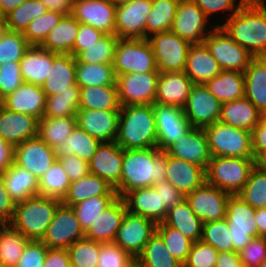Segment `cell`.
Segmentation results:
<instances>
[{
    "label": "cell",
    "instance_id": "cell-9",
    "mask_svg": "<svg viewBox=\"0 0 266 267\" xmlns=\"http://www.w3.org/2000/svg\"><path fill=\"white\" fill-rule=\"evenodd\" d=\"M256 209L238 195H230L227 203L228 221L233 251L239 253L252 238L259 236L255 220Z\"/></svg>",
    "mask_w": 266,
    "mask_h": 267
},
{
    "label": "cell",
    "instance_id": "cell-62",
    "mask_svg": "<svg viewBox=\"0 0 266 267\" xmlns=\"http://www.w3.org/2000/svg\"><path fill=\"white\" fill-rule=\"evenodd\" d=\"M47 250L41 240H29L15 267H43Z\"/></svg>",
    "mask_w": 266,
    "mask_h": 267
},
{
    "label": "cell",
    "instance_id": "cell-33",
    "mask_svg": "<svg viewBox=\"0 0 266 267\" xmlns=\"http://www.w3.org/2000/svg\"><path fill=\"white\" fill-rule=\"evenodd\" d=\"M263 117L246 97L222 103L219 122L252 131Z\"/></svg>",
    "mask_w": 266,
    "mask_h": 267
},
{
    "label": "cell",
    "instance_id": "cell-21",
    "mask_svg": "<svg viewBox=\"0 0 266 267\" xmlns=\"http://www.w3.org/2000/svg\"><path fill=\"white\" fill-rule=\"evenodd\" d=\"M124 149L114 142H101L89 160V172L104 179L114 189L122 175Z\"/></svg>",
    "mask_w": 266,
    "mask_h": 267
},
{
    "label": "cell",
    "instance_id": "cell-74",
    "mask_svg": "<svg viewBox=\"0 0 266 267\" xmlns=\"http://www.w3.org/2000/svg\"><path fill=\"white\" fill-rule=\"evenodd\" d=\"M26 1L28 0H0V5L5 15H8L12 10H15Z\"/></svg>",
    "mask_w": 266,
    "mask_h": 267
},
{
    "label": "cell",
    "instance_id": "cell-63",
    "mask_svg": "<svg viewBox=\"0 0 266 267\" xmlns=\"http://www.w3.org/2000/svg\"><path fill=\"white\" fill-rule=\"evenodd\" d=\"M104 35L102 31L90 25L80 23L72 55L77 57L82 51L87 50V47L96 44Z\"/></svg>",
    "mask_w": 266,
    "mask_h": 267
},
{
    "label": "cell",
    "instance_id": "cell-70",
    "mask_svg": "<svg viewBox=\"0 0 266 267\" xmlns=\"http://www.w3.org/2000/svg\"><path fill=\"white\" fill-rule=\"evenodd\" d=\"M14 163V146L0 137V174Z\"/></svg>",
    "mask_w": 266,
    "mask_h": 267
},
{
    "label": "cell",
    "instance_id": "cell-4",
    "mask_svg": "<svg viewBox=\"0 0 266 267\" xmlns=\"http://www.w3.org/2000/svg\"><path fill=\"white\" fill-rule=\"evenodd\" d=\"M61 204L60 200L37 195L16 203L10 226L29 240H41Z\"/></svg>",
    "mask_w": 266,
    "mask_h": 267
},
{
    "label": "cell",
    "instance_id": "cell-71",
    "mask_svg": "<svg viewBox=\"0 0 266 267\" xmlns=\"http://www.w3.org/2000/svg\"><path fill=\"white\" fill-rule=\"evenodd\" d=\"M216 267H244L237 252H219Z\"/></svg>",
    "mask_w": 266,
    "mask_h": 267
},
{
    "label": "cell",
    "instance_id": "cell-10",
    "mask_svg": "<svg viewBox=\"0 0 266 267\" xmlns=\"http://www.w3.org/2000/svg\"><path fill=\"white\" fill-rule=\"evenodd\" d=\"M156 58L159 72L184 71L191 44L172 31L161 32L147 38Z\"/></svg>",
    "mask_w": 266,
    "mask_h": 267
},
{
    "label": "cell",
    "instance_id": "cell-80",
    "mask_svg": "<svg viewBox=\"0 0 266 267\" xmlns=\"http://www.w3.org/2000/svg\"><path fill=\"white\" fill-rule=\"evenodd\" d=\"M128 267H141L139 263L135 260L130 266Z\"/></svg>",
    "mask_w": 266,
    "mask_h": 267
},
{
    "label": "cell",
    "instance_id": "cell-36",
    "mask_svg": "<svg viewBox=\"0 0 266 267\" xmlns=\"http://www.w3.org/2000/svg\"><path fill=\"white\" fill-rule=\"evenodd\" d=\"M3 179L6 190L15 203L39 195L38 179L15 163L3 173Z\"/></svg>",
    "mask_w": 266,
    "mask_h": 267
},
{
    "label": "cell",
    "instance_id": "cell-46",
    "mask_svg": "<svg viewBox=\"0 0 266 267\" xmlns=\"http://www.w3.org/2000/svg\"><path fill=\"white\" fill-rule=\"evenodd\" d=\"M28 241H29L28 238H26L19 231L14 230L10 225H1L0 226L1 266L15 267Z\"/></svg>",
    "mask_w": 266,
    "mask_h": 267
},
{
    "label": "cell",
    "instance_id": "cell-18",
    "mask_svg": "<svg viewBox=\"0 0 266 267\" xmlns=\"http://www.w3.org/2000/svg\"><path fill=\"white\" fill-rule=\"evenodd\" d=\"M55 151L38 135L14 146V163L38 180L56 160Z\"/></svg>",
    "mask_w": 266,
    "mask_h": 267
},
{
    "label": "cell",
    "instance_id": "cell-55",
    "mask_svg": "<svg viewBox=\"0 0 266 267\" xmlns=\"http://www.w3.org/2000/svg\"><path fill=\"white\" fill-rule=\"evenodd\" d=\"M63 16L61 13L48 10L40 17L33 19L23 32L27 42L30 45L40 46Z\"/></svg>",
    "mask_w": 266,
    "mask_h": 267
},
{
    "label": "cell",
    "instance_id": "cell-77",
    "mask_svg": "<svg viewBox=\"0 0 266 267\" xmlns=\"http://www.w3.org/2000/svg\"><path fill=\"white\" fill-rule=\"evenodd\" d=\"M9 31L6 21H0V40L5 36Z\"/></svg>",
    "mask_w": 266,
    "mask_h": 267
},
{
    "label": "cell",
    "instance_id": "cell-54",
    "mask_svg": "<svg viewBox=\"0 0 266 267\" xmlns=\"http://www.w3.org/2000/svg\"><path fill=\"white\" fill-rule=\"evenodd\" d=\"M201 240L219 252L233 251L228 221L225 219L203 223Z\"/></svg>",
    "mask_w": 266,
    "mask_h": 267
},
{
    "label": "cell",
    "instance_id": "cell-57",
    "mask_svg": "<svg viewBox=\"0 0 266 267\" xmlns=\"http://www.w3.org/2000/svg\"><path fill=\"white\" fill-rule=\"evenodd\" d=\"M30 46L23 32L9 30L0 40V64L19 62Z\"/></svg>",
    "mask_w": 266,
    "mask_h": 267
},
{
    "label": "cell",
    "instance_id": "cell-5",
    "mask_svg": "<svg viewBox=\"0 0 266 267\" xmlns=\"http://www.w3.org/2000/svg\"><path fill=\"white\" fill-rule=\"evenodd\" d=\"M255 158L212 157L206 167V183L237 195L255 166Z\"/></svg>",
    "mask_w": 266,
    "mask_h": 267
},
{
    "label": "cell",
    "instance_id": "cell-51",
    "mask_svg": "<svg viewBox=\"0 0 266 267\" xmlns=\"http://www.w3.org/2000/svg\"><path fill=\"white\" fill-rule=\"evenodd\" d=\"M47 7L39 0H28L6 15L10 31L24 32L28 24L47 12Z\"/></svg>",
    "mask_w": 266,
    "mask_h": 267
},
{
    "label": "cell",
    "instance_id": "cell-24",
    "mask_svg": "<svg viewBox=\"0 0 266 267\" xmlns=\"http://www.w3.org/2000/svg\"><path fill=\"white\" fill-rule=\"evenodd\" d=\"M122 199L128 212L152 219L156 224L167 217L168 211L161 205L160 187L138 188L127 192Z\"/></svg>",
    "mask_w": 266,
    "mask_h": 267
},
{
    "label": "cell",
    "instance_id": "cell-22",
    "mask_svg": "<svg viewBox=\"0 0 266 267\" xmlns=\"http://www.w3.org/2000/svg\"><path fill=\"white\" fill-rule=\"evenodd\" d=\"M164 151L175 158L197 164L205 170L212 158L208 138L203 128L192 127Z\"/></svg>",
    "mask_w": 266,
    "mask_h": 267
},
{
    "label": "cell",
    "instance_id": "cell-72",
    "mask_svg": "<svg viewBox=\"0 0 266 267\" xmlns=\"http://www.w3.org/2000/svg\"><path fill=\"white\" fill-rule=\"evenodd\" d=\"M46 7L47 10H52L63 15L72 13L73 0H39Z\"/></svg>",
    "mask_w": 266,
    "mask_h": 267
},
{
    "label": "cell",
    "instance_id": "cell-39",
    "mask_svg": "<svg viewBox=\"0 0 266 267\" xmlns=\"http://www.w3.org/2000/svg\"><path fill=\"white\" fill-rule=\"evenodd\" d=\"M244 73L245 97L266 115V67L255 58L249 63Z\"/></svg>",
    "mask_w": 266,
    "mask_h": 267
},
{
    "label": "cell",
    "instance_id": "cell-19",
    "mask_svg": "<svg viewBox=\"0 0 266 267\" xmlns=\"http://www.w3.org/2000/svg\"><path fill=\"white\" fill-rule=\"evenodd\" d=\"M152 0H135L116 6V36L120 39H145V24Z\"/></svg>",
    "mask_w": 266,
    "mask_h": 267
},
{
    "label": "cell",
    "instance_id": "cell-30",
    "mask_svg": "<svg viewBox=\"0 0 266 267\" xmlns=\"http://www.w3.org/2000/svg\"><path fill=\"white\" fill-rule=\"evenodd\" d=\"M121 197H117L85 231V238L101 243L113 242L126 213Z\"/></svg>",
    "mask_w": 266,
    "mask_h": 267
},
{
    "label": "cell",
    "instance_id": "cell-66",
    "mask_svg": "<svg viewBox=\"0 0 266 267\" xmlns=\"http://www.w3.org/2000/svg\"><path fill=\"white\" fill-rule=\"evenodd\" d=\"M16 203L6 190L3 174H0V225H9Z\"/></svg>",
    "mask_w": 266,
    "mask_h": 267
},
{
    "label": "cell",
    "instance_id": "cell-76",
    "mask_svg": "<svg viewBox=\"0 0 266 267\" xmlns=\"http://www.w3.org/2000/svg\"><path fill=\"white\" fill-rule=\"evenodd\" d=\"M255 59L261 63L264 67H266V49L261 51Z\"/></svg>",
    "mask_w": 266,
    "mask_h": 267
},
{
    "label": "cell",
    "instance_id": "cell-29",
    "mask_svg": "<svg viewBox=\"0 0 266 267\" xmlns=\"http://www.w3.org/2000/svg\"><path fill=\"white\" fill-rule=\"evenodd\" d=\"M166 180L186 196L206 182L205 169L167 154Z\"/></svg>",
    "mask_w": 266,
    "mask_h": 267
},
{
    "label": "cell",
    "instance_id": "cell-40",
    "mask_svg": "<svg viewBox=\"0 0 266 267\" xmlns=\"http://www.w3.org/2000/svg\"><path fill=\"white\" fill-rule=\"evenodd\" d=\"M100 144L101 141L99 139L91 136L77 125L68 136V139L65 140V143H62L54 151L57 159L74 154L89 162Z\"/></svg>",
    "mask_w": 266,
    "mask_h": 267
},
{
    "label": "cell",
    "instance_id": "cell-48",
    "mask_svg": "<svg viewBox=\"0 0 266 267\" xmlns=\"http://www.w3.org/2000/svg\"><path fill=\"white\" fill-rule=\"evenodd\" d=\"M118 37L114 34H105L96 44L87 47L77 57L76 62L89 64H113Z\"/></svg>",
    "mask_w": 266,
    "mask_h": 267
},
{
    "label": "cell",
    "instance_id": "cell-42",
    "mask_svg": "<svg viewBox=\"0 0 266 267\" xmlns=\"http://www.w3.org/2000/svg\"><path fill=\"white\" fill-rule=\"evenodd\" d=\"M116 86H96L80 88L79 109L120 110Z\"/></svg>",
    "mask_w": 266,
    "mask_h": 267
},
{
    "label": "cell",
    "instance_id": "cell-37",
    "mask_svg": "<svg viewBox=\"0 0 266 267\" xmlns=\"http://www.w3.org/2000/svg\"><path fill=\"white\" fill-rule=\"evenodd\" d=\"M221 103L245 97L244 73L221 70V72L204 84Z\"/></svg>",
    "mask_w": 266,
    "mask_h": 267
},
{
    "label": "cell",
    "instance_id": "cell-49",
    "mask_svg": "<svg viewBox=\"0 0 266 267\" xmlns=\"http://www.w3.org/2000/svg\"><path fill=\"white\" fill-rule=\"evenodd\" d=\"M79 102L80 91H64L58 95L47 96L43 117L77 116Z\"/></svg>",
    "mask_w": 266,
    "mask_h": 267
},
{
    "label": "cell",
    "instance_id": "cell-60",
    "mask_svg": "<svg viewBox=\"0 0 266 267\" xmlns=\"http://www.w3.org/2000/svg\"><path fill=\"white\" fill-rule=\"evenodd\" d=\"M24 83L19 62L0 64V95L4 98Z\"/></svg>",
    "mask_w": 266,
    "mask_h": 267
},
{
    "label": "cell",
    "instance_id": "cell-2",
    "mask_svg": "<svg viewBox=\"0 0 266 267\" xmlns=\"http://www.w3.org/2000/svg\"><path fill=\"white\" fill-rule=\"evenodd\" d=\"M223 30L254 58L266 49V3L265 0H245L229 17Z\"/></svg>",
    "mask_w": 266,
    "mask_h": 267
},
{
    "label": "cell",
    "instance_id": "cell-7",
    "mask_svg": "<svg viewBox=\"0 0 266 267\" xmlns=\"http://www.w3.org/2000/svg\"><path fill=\"white\" fill-rule=\"evenodd\" d=\"M115 75L159 72L148 39H118L114 57Z\"/></svg>",
    "mask_w": 266,
    "mask_h": 267
},
{
    "label": "cell",
    "instance_id": "cell-8",
    "mask_svg": "<svg viewBox=\"0 0 266 267\" xmlns=\"http://www.w3.org/2000/svg\"><path fill=\"white\" fill-rule=\"evenodd\" d=\"M221 70L244 72L254 57L235 42L221 26H214L204 39Z\"/></svg>",
    "mask_w": 266,
    "mask_h": 267
},
{
    "label": "cell",
    "instance_id": "cell-25",
    "mask_svg": "<svg viewBox=\"0 0 266 267\" xmlns=\"http://www.w3.org/2000/svg\"><path fill=\"white\" fill-rule=\"evenodd\" d=\"M194 83L181 72H160L157 79L155 103L184 107Z\"/></svg>",
    "mask_w": 266,
    "mask_h": 267
},
{
    "label": "cell",
    "instance_id": "cell-32",
    "mask_svg": "<svg viewBox=\"0 0 266 267\" xmlns=\"http://www.w3.org/2000/svg\"><path fill=\"white\" fill-rule=\"evenodd\" d=\"M57 54L41 46L31 45L19 61L23 81L42 86L49 75L54 57Z\"/></svg>",
    "mask_w": 266,
    "mask_h": 267
},
{
    "label": "cell",
    "instance_id": "cell-78",
    "mask_svg": "<svg viewBox=\"0 0 266 267\" xmlns=\"http://www.w3.org/2000/svg\"><path fill=\"white\" fill-rule=\"evenodd\" d=\"M115 6L133 2L135 0H110Z\"/></svg>",
    "mask_w": 266,
    "mask_h": 267
},
{
    "label": "cell",
    "instance_id": "cell-50",
    "mask_svg": "<svg viewBox=\"0 0 266 267\" xmlns=\"http://www.w3.org/2000/svg\"><path fill=\"white\" fill-rule=\"evenodd\" d=\"M237 195L255 209L266 208V172L254 166Z\"/></svg>",
    "mask_w": 266,
    "mask_h": 267
},
{
    "label": "cell",
    "instance_id": "cell-69",
    "mask_svg": "<svg viewBox=\"0 0 266 267\" xmlns=\"http://www.w3.org/2000/svg\"><path fill=\"white\" fill-rule=\"evenodd\" d=\"M43 267H71L68 250L48 248Z\"/></svg>",
    "mask_w": 266,
    "mask_h": 267
},
{
    "label": "cell",
    "instance_id": "cell-65",
    "mask_svg": "<svg viewBox=\"0 0 266 267\" xmlns=\"http://www.w3.org/2000/svg\"><path fill=\"white\" fill-rule=\"evenodd\" d=\"M197 6L204 12L207 18H209L210 14L216 13V12H223L231 11L229 14L231 17L236 11L240 8L242 3L245 0H240L238 4H235L236 0H193ZM237 5V6H236ZM234 10V12H233Z\"/></svg>",
    "mask_w": 266,
    "mask_h": 267
},
{
    "label": "cell",
    "instance_id": "cell-17",
    "mask_svg": "<svg viewBox=\"0 0 266 267\" xmlns=\"http://www.w3.org/2000/svg\"><path fill=\"white\" fill-rule=\"evenodd\" d=\"M153 108L157 130V147L164 151L169 145L185 135L192 126L182 107L154 103Z\"/></svg>",
    "mask_w": 266,
    "mask_h": 267
},
{
    "label": "cell",
    "instance_id": "cell-64",
    "mask_svg": "<svg viewBox=\"0 0 266 267\" xmlns=\"http://www.w3.org/2000/svg\"><path fill=\"white\" fill-rule=\"evenodd\" d=\"M58 160L61 162L71 182L79 180L88 173H90L88 162L82 160L81 158H79L74 154L60 157L58 158Z\"/></svg>",
    "mask_w": 266,
    "mask_h": 267
},
{
    "label": "cell",
    "instance_id": "cell-35",
    "mask_svg": "<svg viewBox=\"0 0 266 267\" xmlns=\"http://www.w3.org/2000/svg\"><path fill=\"white\" fill-rule=\"evenodd\" d=\"M80 23L72 15H64L40 45L58 54H71L78 34Z\"/></svg>",
    "mask_w": 266,
    "mask_h": 267
},
{
    "label": "cell",
    "instance_id": "cell-67",
    "mask_svg": "<svg viewBox=\"0 0 266 267\" xmlns=\"http://www.w3.org/2000/svg\"><path fill=\"white\" fill-rule=\"evenodd\" d=\"M152 187H160L161 205H165L167 211L185 199V196L167 180L154 184Z\"/></svg>",
    "mask_w": 266,
    "mask_h": 267
},
{
    "label": "cell",
    "instance_id": "cell-61",
    "mask_svg": "<svg viewBox=\"0 0 266 267\" xmlns=\"http://www.w3.org/2000/svg\"><path fill=\"white\" fill-rule=\"evenodd\" d=\"M238 254L244 267H259L266 259V237L252 238Z\"/></svg>",
    "mask_w": 266,
    "mask_h": 267
},
{
    "label": "cell",
    "instance_id": "cell-12",
    "mask_svg": "<svg viewBox=\"0 0 266 267\" xmlns=\"http://www.w3.org/2000/svg\"><path fill=\"white\" fill-rule=\"evenodd\" d=\"M85 237L77 215L71 206L60 204L41 241L48 248L68 249Z\"/></svg>",
    "mask_w": 266,
    "mask_h": 267
},
{
    "label": "cell",
    "instance_id": "cell-26",
    "mask_svg": "<svg viewBox=\"0 0 266 267\" xmlns=\"http://www.w3.org/2000/svg\"><path fill=\"white\" fill-rule=\"evenodd\" d=\"M47 95L42 86L24 82L14 92L3 98V107L18 113H24L41 119Z\"/></svg>",
    "mask_w": 266,
    "mask_h": 267
},
{
    "label": "cell",
    "instance_id": "cell-56",
    "mask_svg": "<svg viewBox=\"0 0 266 267\" xmlns=\"http://www.w3.org/2000/svg\"><path fill=\"white\" fill-rule=\"evenodd\" d=\"M118 196H93L72 206L81 228L85 232L93 221L102 213Z\"/></svg>",
    "mask_w": 266,
    "mask_h": 267
},
{
    "label": "cell",
    "instance_id": "cell-14",
    "mask_svg": "<svg viewBox=\"0 0 266 267\" xmlns=\"http://www.w3.org/2000/svg\"><path fill=\"white\" fill-rule=\"evenodd\" d=\"M208 20L193 0H179L170 31L190 44H200L212 31L206 30Z\"/></svg>",
    "mask_w": 266,
    "mask_h": 267
},
{
    "label": "cell",
    "instance_id": "cell-27",
    "mask_svg": "<svg viewBox=\"0 0 266 267\" xmlns=\"http://www.w3.org/2000/svg\"><path fill=\"white\" fill-rule=\"evenodd\" d=\"M76 57L71 54H57L53 66L42 85L47 96L58 95L64 91H80L76 83Z\"/></svg>",
    "mask_w": 266,
    "mask_h": 267
},
{
    "label": "cell",
    "instance_id": "cell-58",
    "mask_svg": "<svg viewBox=\"0 0 266 267\" xmlns=\"http://www.w3.org/2000/svg\"><path fill=\"white\" fill-rule=\"evenodd\" d=\"M135 260L116 243H101L97 267H128Z\"/></svg>",
    "mask_w": 266,
    "mask_h": 267
},
{
    "label": "cell",
    "instance_id": "cell-68",
    "mask_svg": "<svg viewBox=\"0 0 266 267\" xmlns=\"http://www.w3.org/2000/svg\"><path fill=\"white\" fill-rule=\"evenodd\" d=\"M252 151L254 157L266 151V115L251 131Z\"/></svg>",
    "mask_w": 266,
    "mask_h": 267
},
{
    "label": "cell",
    "instance_id": "cell-38",
    "mask_svg": "<svg viewBox=\"0 0 266 267\" xmlns=\"http://www.w3.org/2000/svg\"><path fill=\"white\" fill-rule=\"evenodd\" d=\"M163 222L180 231L193 242L202 238L203 222L195 215L186 199L170 208Z\"/></svg>",
    "mask_w": 266,
    "mask_h": 267
},
{
    "label": "cell",
    "instance_id": "cell-52",
    "mask_svg": "<svg viewBox=\"0 0 266 267\" xmlns=\"http://www.w3.org/2000/svg\"><path fill=\"white\" fill-rule=\"evenodd\" d=\"M156 232L162 237L171 255L183 265L194 242L164 222L157 223Z\"/></svg>",
    "mask_w": 266,
    "mask_h": 267
},
{
    "label": "cell",
    "instance_id": "cell-73",
    "mask_svg": "<svg viewBox=\"0 0 266 267\" xmlns=\"http://www.w3.org/2000/svg\"><path fill=\"white\" fill-rule=\"evenodd\" d=\"M255 220L259 236L266 237V208L256 209Z\"/></svg>",
    "mask_w": 266,
    "mask_h": 267
},
{
    "label": "cell",
    "instance_id": "cell-16",
    "mask_svg": "<svg viewBox=\"0 0 266 267\" xmlns=\"http://www.w3.org/2000/svg\"><path fill=\"white\" fill-rule=\"evenodd\" d=\"M221 106L204 84H194L183 111L192 127L204 128L219 121Z\"/></svg>",
    "mask_w": 266,
    "mask_h": 267
},
{
    "label": "cell",
    "instance_id": "cell-15",
    "mask_svg": "<svg viewBox=\"0 0 266 267\" xmlns=\"http://www.w3.org/2000/svg\"><path fill=\"white\" fill-rule=\"evenodd\" d=\"M229 198V193L206 182L185 196L191 209L203 223L225 219Z\"/></svg>",
    "mask_w": 266,
    "mask_h": 267
},
{
    "label": "cell",
    "instance_id": "cell-6",
    "mask_svg": "<svg viewBox=\"0 0 266 267\" xmlns=\"http://www.w3.org/2000/svg\"><path fill=\"white\" fill-rule=\"evenodd\" d=\"M208 138L212 157L255 158L251 131L236 128L219 121L203 128Z\"/></svg>",
    "mask_w": 266,
    "mask_h": 267
},
{
    "label": "cell",
    "instance_id": "cell-79",
    "mask_svg": "<svg viewBox=\"0 0 266 267\" xmlns=\"http://www.w3.org/2000/svg\"><path fill=\"white\" fill-rule=\"evenodd\" d=\"M0 21H6V15L2 10L1 5H0Z\"/></svg>",
    "mask_w": 266,
    "mask_h": 267
},
{
    "label": "cell",
    "instance_id": "cell-23",
    "mask_svg": "<svg viewBox=\"0 0 266 267\" xmlns=\"http://www.w3.org/2000/svg\"><path fill=\"white\" fill-rule=\"evenodd\" d=\"M120 110L79 109L77 125L101 142H114L118 133Z\"/></svg>",
    "mask_w": 266,
    "mask_h": 267
},
{
    "label": "cell",
    "instance_id": "cell-44",
    "mask_svg": "<svg viewBox=\"0 0 266 267\" xmlns=\"http://www.w3.org/2000/svg\"><path fill=\"white\" fill-rule=\"evenodd\" d=\"M179 0H152V10L145 24V39L153 34L170 31Z\"/></svg>",
    "mask_w": 266,
    "mask_h": 267
},
{
    "label": "cell",
    "instance_id": "cell-59",
    "mask_svg": "<svg viewBox=\"0 0 266 267\" xmlns=\"http://www.w3.org/2000/svg\"><path fill=\"white\" fill-rule=\"evenodd\" d=\"M219 251L198 240L193 243L183 267H216Z\"/></svg>",
    "mask_w": 266,
    "mask_h": 267
},
{
    "label": "cell",
    "instance_id": "cell-53",
    "mask_svg": "<svg viewBox=\"0 0 266 267\" xmlns=\"http://www.w3.org/2000/svg\"><path fill=\"white\" fill-rule=\"evenodd\" d=\"M67 250L71 267H97L101 242L84 237L75 241Z\"/></svg>",
    "mask_w": 266,
    "mask_h": 267
},
{
    "label": "cell",
    "instance_id": "cell-1",
    "mask_svg": "<svg viewBox=\"0 0 266 267\" xmlns=\"http://www.w3.org/2000/svg\"><path fill=\"white\" fill-rule=\"evenodd\" d=\"M167 153L158 147L124 150L122 175L115 188L118 197L166 180Z\"/></svg>",
    "mask_w": 266,
    "mask_h": 267
},
{
    "label": "cell",
    "instance_id": "cell-3",
    "mask_svg": "<svg viewBox=\"0 0 266 267\" xmlns=\"http://www.w3.org/2000/svg\"><path fill=\"white\" fill-rule=\"evenodd\" d=\"M115 142L124 150L157 147L153 105L121 107Z\"/></svg>",
    "mask_w": 266,
    "mask_h": 267
},
{
    "label": "cell",
    "instance_id": "cell-13",
    "mask_svg": "<svg viewBox=\"0 0 266 267\" xmlns=\"http://www.w3.org/2000/svg\"><path fill=\"white\" fill-rule=\"evenodd\" d=\"M156 225L152 219L126 211L113 242L136 259L155 233Z\"/></svg>",
    "mask_w": 266,
    "mask_h": 267
},
{
    "label": "cell",
    "instance_id": "cell-11",
    "mask_svg": "<svg viewBox=\"0 0 266 267\" xmlns=\"http://www.w3.org/2000/svg\"><path fill=\"white\" fill-rule=\"evenodd\" d=\"M160 72L116 75V87L121 107L153 105Z\"/></svg>",
    "mask_w": 266,
    "mask_h": 267
},
{
    "label": "cell",
    "instance_id": "cell-41",
    "mask_svg": "<svg viewBox=\"0 0 266 267\" xmlns=\"http://www.w3.org/2000/svg\"><path fill=\"white\" fill-rule=\"evenodd\" d=\"M76 126V116L42 117L38 123V136L55 150L62 143H65Z\"/></svg>",
    "mask_w": 266,
    "mask_h": 267
},
{
    "label": "cell",
    "instance_id": "cell-45",
    "mask_svg": "<svg viewBox=\"0 0 266 267\" xmlns=\"http://www.w3.org/2000/svg\"><path fill=\"white\" fill-rule=\"evenodd\" d=\"M113 64H89L77 62L76 83L80 88L88 86H116Z\"/></svg>",
    "mask_w": 266,
    "mask_h": 267
},
{
    "label": "cell",
    "instance_id": "cell-43",
    "mask_svg": "<svg viewBox=\"0 0 266 267\" xmlns=\"http://www.w3.org/2000/svg\"><path fill=\"white\" fill-rule=\"evenodd\" d=\"M141 267H183L168 251L162 237L155 231L136 258Z\"/></svg>",
    "mask_w": 266,
    "mask_h": 267
},
{
    "label": "cell",
    "instance_id": "cell-75",
    "mask_svg": "<svg viewBox=\"0 0 266 267\" xmlns=\"http://www.w3.org/2000/svg\"><path fill=\"white\" fill-rule=\"evenodd\" d=\"M254 165L266 172V151L259 153L254 159Z\"/></svg>",
    "mask_w": 266,
    "mask_h": 267
},
{
    "label": "cell",
    "instance_id": "cell-31",
    "mask_svg": "<svg viewBox=\"0 0 266 267\" xmlns=\"http://www.w3.org/2000/svg\"><path fill=\"white\" fill-rule=\"evenodd\" d=\"M221 72L205 43L191 44L184 73L194 84H205Z\"/></svg>",
    "mask_w": 266,
    "mask_h": 267
},
{
    "label": "cell",
    "instance_id": "cell-34",
    "mask_svg": "<svg viewBox=\"0 0 266 267\" xmlns=\"http://www.w3.org/2000/svg\"><path fill=\"white\" fill-rule=\"evenodd\" d=\"M93 196H118L115 189L104 179L88 173L79 180L72 181L61 203L73 206Z\"/></svg>",
    "mask_w": 266,
    "mask_h": 267
},
{
    "label": "cell",
    "instance_id": "cell-28",
    "mask_svg": "<svg viewBox=\"0 0 266 267\" xmlns=\"http://www.w3.org/2000/svg\"><path fill=\"white\" fill-rule=\"evenodd\" d=\"M39 119L34 116L0 110V137L13 146L38 135Z\"/></svg>",
    "mask_w": 266,
    "mask_h": 267
},
{
    "label": "cell",
    "instance_id": "cell-47",
    "mask_svg": "<svg viewBox=\"0 0 266 267\" xmlns=\"http://www.w3.org/2000/svg\"><path fill=\"white\" fill-rule=\"evenodd\" d=\"M71 181L61 162L56 159L51 167L38 180L39 195L62 201Z\"/></svg>",
    "mask_w": 266,
    "mask_h": 267
},
{
    "label": "cell",
    "instance_id": "cell-20",
    "mask_svg": "<svg viewBox=\"0 0 266 267\" xmlns=\"http://www.w3.org/2000/svg\"><path fill=\"white\" fill-rule=\"evenodd\" d=\"M71 14L79 23L116 35V6L110 0H73Z\"/></svg>",
    "mask_w": 266,
    "mask_h": 267
}]
</instances>
